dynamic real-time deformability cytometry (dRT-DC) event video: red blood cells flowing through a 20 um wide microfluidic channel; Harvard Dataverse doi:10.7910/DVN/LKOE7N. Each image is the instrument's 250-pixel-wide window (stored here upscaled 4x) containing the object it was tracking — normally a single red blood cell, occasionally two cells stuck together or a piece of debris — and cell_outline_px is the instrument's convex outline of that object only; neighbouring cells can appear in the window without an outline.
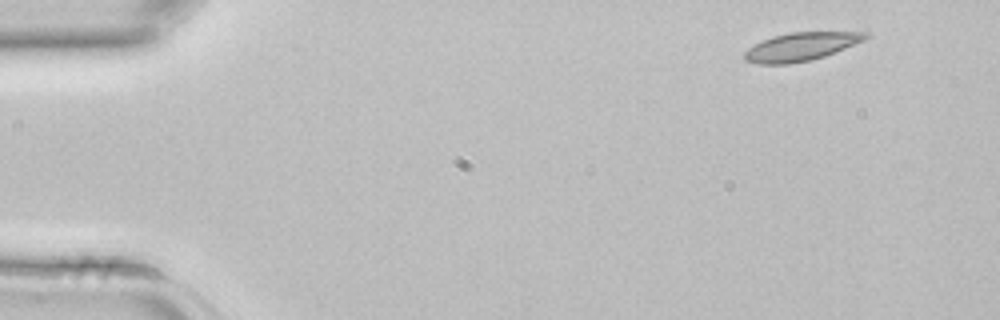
{"species": "common noctule bat (a hibernating species)", "species_latin": "Nyctalus noctula", "temperature_condition": "room temperature", "stored_images_in_passage": 3, "camera_frame_rate_fps": 3000, "um_per_image_px": 0.085, "animal": {"sex": "female", "body_mass_g": 22.7, "forearm_length_mm": 54.2}, "frame": {"image": 1, "passage_image": 1, "time_ms": 0.0, "image_size_px": [1000, 320], "cell_outline_px": [[872, 36], [864, 40], [824, 56], [808, 60], [788, 64], [760, 64], [744, 60], [744, 52], [748, 48], [772, 36], [792, 32], [868, 32]], "centroid_in_image_um": [68.08, 3.96], "position_along_channel_um": 16.9, "area_um2": 19.65}}
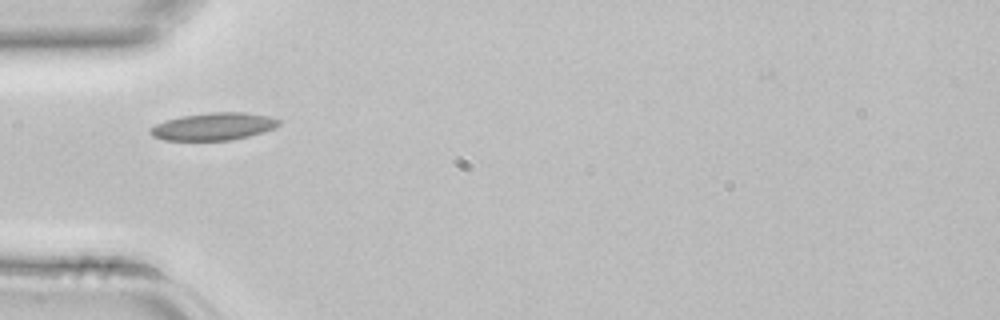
{"frame": {"image": 2, "passage_image": 3, "time_ms": 0.667, "image_size_px": [1000, 320], "cell_outline_px": [[280, 124], [272, 128], [248, 136], [232, 140], [164, 140], [152, 136], [148, 132], [148, 128], [156, 124], [180, 116], [208, 112], [244, 112], [268, 116], [280, 120]], "centroid_in_image_um": [18.09, 10.74], "position_along_channel_um": 66.9, "area_um2": 20.46}}